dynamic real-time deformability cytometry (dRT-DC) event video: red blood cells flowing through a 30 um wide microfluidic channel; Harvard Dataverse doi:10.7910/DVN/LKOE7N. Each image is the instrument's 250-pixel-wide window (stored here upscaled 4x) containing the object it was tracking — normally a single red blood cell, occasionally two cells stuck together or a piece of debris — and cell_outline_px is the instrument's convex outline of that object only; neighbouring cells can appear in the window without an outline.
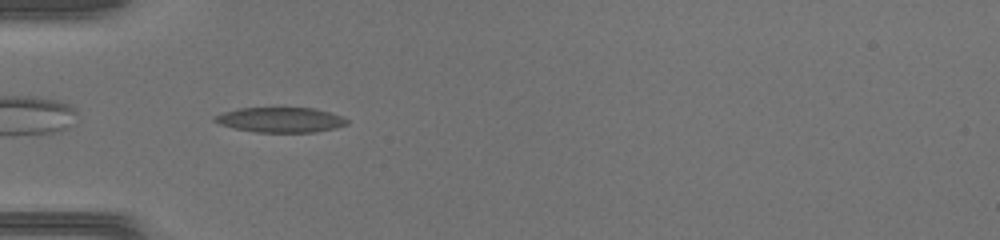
{"species": "common noctule bat (a hibernating species)", "species_latin": "Nyctalus noctula", "temperature_condition": "warm", "stored_images_in_passage": 32, "camera_frame_rate_fps": 3000, "um_per_image_px": 0.085, "animal": {"sex": "female", "body_mass_g": 17.0, "forearm_length_mm": 48.0}, "frame": {"image": 1, "passage_image": 1, "time_ms": 0.0, "image_size_px": [1000, 240], "cell_outline_px": [[348, 124], [336, 128], [312, 132], [256, 132], [236, 128], [220, 124], [212, 120], [212, 116], [224, 112], [240, 108], [312, 108], [328, 112], [340, 116], [348, 120]], "centroid_in_image_um": [23.82, 10.18], "position_along_channel_um": 61.2, "area_um2": 19.07}}
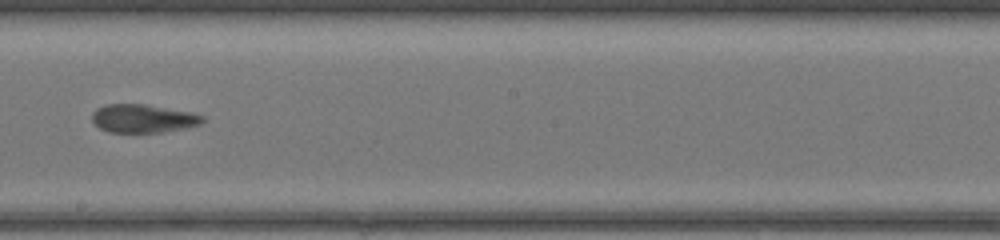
{"frame": {"image": 2, "passage_image": 13, "time_ms": 4.0, "image_size_px": [1000, 240], "cell_outline_px": [[204, 120], [200, 124], [184, 128], [164, 132], [108, 132], [100, 128], [92, 120], [92, 112], [96, 108], [104, 104], [144, 104], [188, 112], [204, 116]], "centroid_in_image_um": [12.12, 10.07], "position_along_channel_um": 236.1, "area_um2": 18.09}}
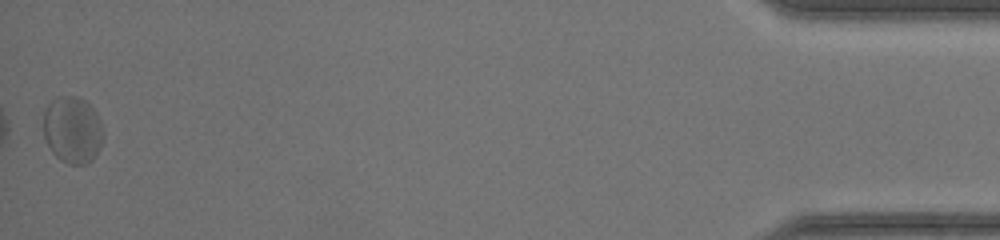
{"frame": {"image": 3, "passage_image": 32, "time_ms": 10.333, "image_size_px": [1000, 240], "cell_outline_px": [[104, 136], [100, 148], [92, 160], [84, 164], [68, 164], [60, 160], [52, 152], [44, 136], [44, 112], [48, 104], [56, 96], [80, 96], [96, 112], [100, 120]], "centroid_in_image_um": [6.17, 11.03], "position_along_channel_um": 429.0, "area_um2": 23.41}}